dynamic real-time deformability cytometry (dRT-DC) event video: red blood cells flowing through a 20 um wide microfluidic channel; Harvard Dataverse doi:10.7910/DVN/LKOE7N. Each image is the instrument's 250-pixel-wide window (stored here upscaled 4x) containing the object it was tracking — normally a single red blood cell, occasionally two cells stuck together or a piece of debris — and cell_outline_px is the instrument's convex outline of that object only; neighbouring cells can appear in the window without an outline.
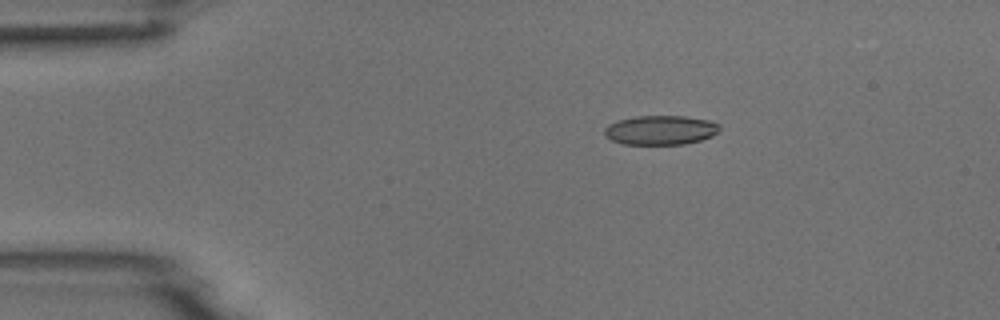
{"species": "common noctule bat (a hibernating species)", "species_latin": "Nyctalus noctula", "temperature_condition": "room temperature", "stored_images_in_passage": 6, "camera_frame_rate_fps": 3000, "um_per_image_px": 0.085, "animal": {"sex": "male", "body_mass_g": 18.8}, "frame": {"image": 1, "passage_image": 3, "time_ms": 2.333, "image_size_px": [1000, 320], "cell_outline_px": [[720, 128], [712, 136], [700, 140], [684, 144], [620, 144], [604, 136], [604, 128], [608, 124], [620, 120], [636, 116], [684, 116], [708, 120], [720, 124]], "centroid_in_image_um": [56.12, 11.06], "position_along_channel_um": 28.9, "area_um2": 19.65}}